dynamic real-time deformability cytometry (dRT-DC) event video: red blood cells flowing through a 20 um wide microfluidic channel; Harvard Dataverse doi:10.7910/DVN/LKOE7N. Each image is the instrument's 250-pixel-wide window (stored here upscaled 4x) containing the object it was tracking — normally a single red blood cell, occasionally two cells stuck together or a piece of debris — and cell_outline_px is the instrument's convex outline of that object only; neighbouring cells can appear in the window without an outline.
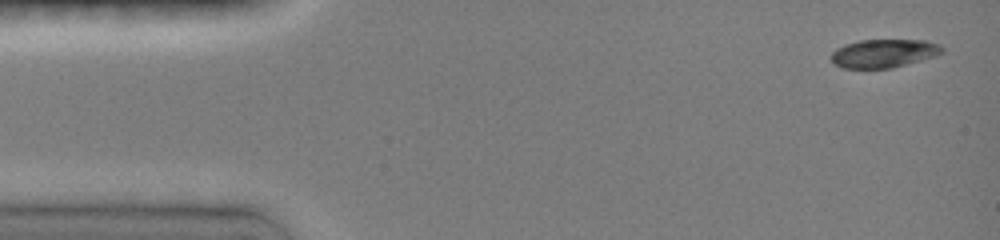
{"species": "common noctule bat (a hibernating species)", "species_latin": "Nyctalus noctula", "temperature_condition": "room temperature", "stored_images_in_passage": 7, "camera_frame_rate_fps": 3000, "um_per_image_px": 0.085, "animal": {"sex": "female", "body_mass_g": 19.0, "forearm_length_mm": 51.5}, "frame": {"image": 1, "passage_image": 1, "time_ms": 0.0, "image_size_px": [1000, 240], "cell_outline_px": [[944, 52], [936, 56], [892, 68], [840, 68], [832, 60], [832, 52], [836, 48], [844, 44], [860, 40], [928, 40], [940, 44], [944, 48]], "centroid_in_image_um": [75.16, 4.53], "position_along_channel_um": 9.8, "area_um2": 18.5}}
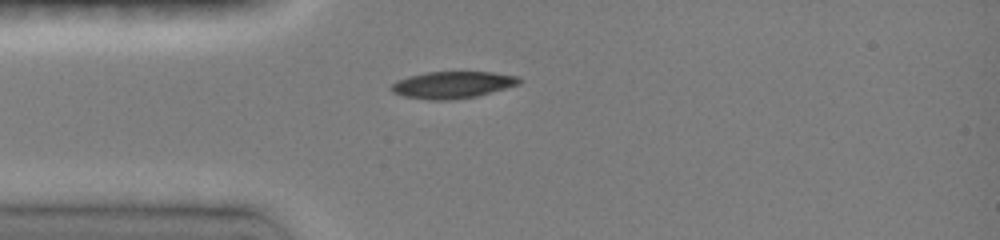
{"frame": {"image": 2, "passage_image": 6, "time_ms": 3.333, "image_size_px": [1000, 240], "cell_outline_px": [[520, 84], [476, 96], [448, 100], [428, 100], [404, 96], [392, 92], [388, 88], [396, 80], [408, 76], [424, 72], [492, 72], [520, 76]], "centroid_in_image_um": [38.42, 7.2], "position_along_channel_um": 46.6, "area_um2": 20.11}}